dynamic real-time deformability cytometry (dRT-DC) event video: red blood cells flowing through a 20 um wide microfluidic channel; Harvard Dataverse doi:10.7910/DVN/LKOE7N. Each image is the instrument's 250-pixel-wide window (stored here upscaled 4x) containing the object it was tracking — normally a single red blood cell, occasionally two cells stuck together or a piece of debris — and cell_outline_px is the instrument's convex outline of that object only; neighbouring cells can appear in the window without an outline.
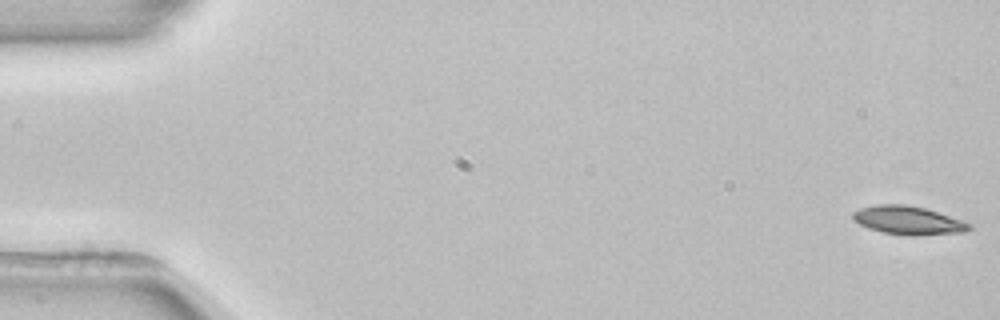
{"species": "common noctule bat (a hibernating species)", "species_latin": "Nyctalus noctula", "temperature_condition": "room temperature", "stored_images_in_passage": 5, "camera_frame_rate_fps": 3000, "um_per_image_px": 0.085, "animal": {"sex": "female", "body_mass_g": 22.7, "forearm_length_mm": 54.2}, "frame": {"image": 1, "passage_image": 1, "time_ms": 0.0, "image_size_px": [1000, 320], "cell_outline_px": [[972, 228], [964, 232], [916, 236], [912, 236], [884, 232], [868, 228], [852, 220], [852, 212], [860, 208], [876, 204], [904, 204], [924, 208], [972, 224]], "centroid_in_image_um": [77.16, 18.73], "position_along_channel_um": 7.8, "area_um2": 19.19}}